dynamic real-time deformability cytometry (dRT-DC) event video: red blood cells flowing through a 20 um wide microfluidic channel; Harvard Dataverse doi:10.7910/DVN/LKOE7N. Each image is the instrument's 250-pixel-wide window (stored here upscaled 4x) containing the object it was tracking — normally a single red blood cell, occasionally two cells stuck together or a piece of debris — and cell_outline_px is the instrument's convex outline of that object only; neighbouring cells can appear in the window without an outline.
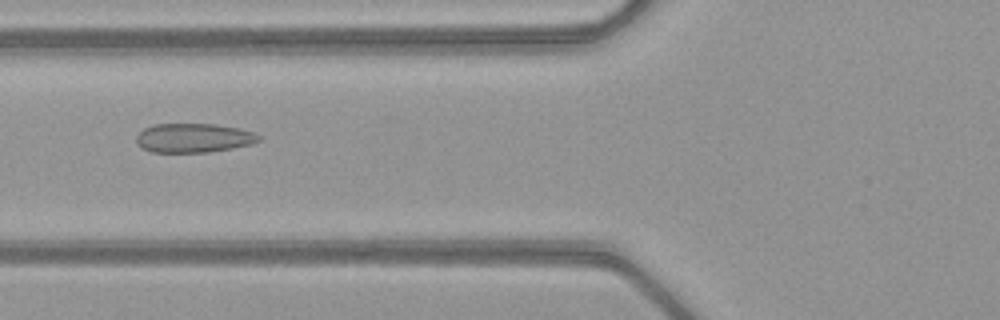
{"species": "common noctule bat (a hibernating species)", "species_latin": "Nyctalus noctula", "temperature_condition": "warm", "stored_images_in_passage": 52, "camera_frame_rate_fps": 3000, "um_per_image_px": 0.085, "animal": {"sex": "female", "body_mass_g": 21.9}, "frame": {"image": 1, "passage_image": 21, "time_ms": 6.667, "image_size_px": [1000, 320], "cell_outline_px": [[260, 140], [252, 144], [232, 148], [208, 152], [152, 152], [140, 148], [136, 144], [136, 136], [144, 128], [152, 124], [216, 124], [236, 128], [252, 132], [260, 136]], "centroid_in_image_um": [16.4, 11.73], "position_along_channel_um": 109.4, "area_um2": 20.81}}
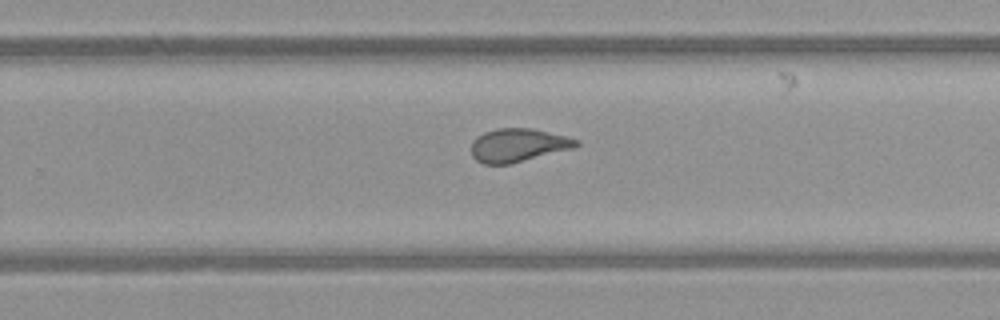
{"frame": {"image": 2, "passage_image": 34, "time_ms": 11.0, "image_size_px": [1000, 320], "cell_outline_px": [[580, 144], [576, 148], [512, 164], [484, 164], [476, 160], [472, 156], [472, 140], [476, 136], [484, 132], [496, 128], [532, 128], [580, 140]], "centroid_in_image_um": [44.05, 12.35], "position_along_channel_um": 285.7, "area_um2": 20.69}}
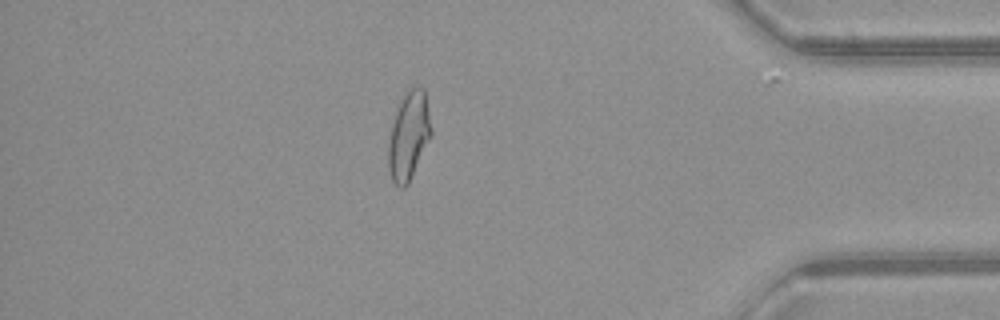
{"frame": {"image": 3, "passage_image": 45, "time_ms": 14.667, "image_size_px": [1000, 320], "cell_outline_px": [[432, 136], [408, 184], [404, 188], [400, 188], [392, 180], [388, 168], [388, 144], [392, 124], [400, 100], [404, 92], [412, 88], [424, 88], [432, 132]], "centroid_in_image_um": [34.74, 11.57], "position_along_channel_um": 400.5, "area_um2": 21.91}, "authors_computed_cell_mechanics": {"area_um2": 22.0507, "velocity_mm_per_s": 4.0608, "shape_relaxation_time_tau1_ms": null, "shape_relaxation_time_tau2_ms": 0.7935, "deformation_change_tau1": null, "deformation_change_tau2": 0.0689}}